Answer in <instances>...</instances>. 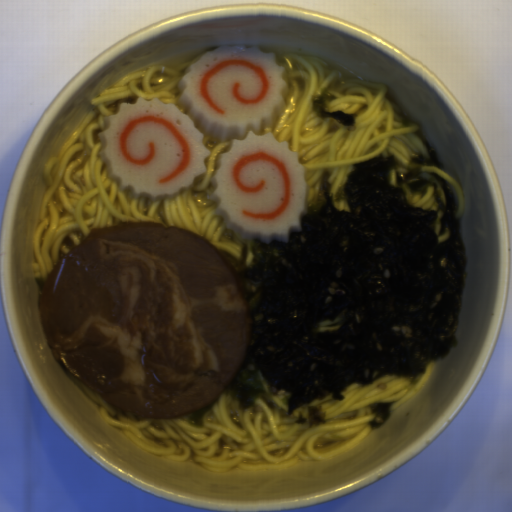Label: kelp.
<instances>
[{
	"label": "kelp",
	"instance_id": "99668d17",
	"mask_svg": "<svg viewBox=\"0 0 512 512\" xmlns=\"http://www.w3.org/2000/svg\"><path fill=\"white\" fill-rule=\"evenodd\" d=\"M427 155L413 154L405 172L395 155L379 154L353 163L336 190L324 170L317 197L305 205L300 231L288 243L254 240L239 258L219 250L237 270L247 292L253 332L244 361L221 393L239 410L283 395L289 416L307 406L310 428L325 424L321 405L332 395L345 400L352 384L368 387L385 376L417 384L432 361L458 346L467 250L454 194L446 180L422 170L443 164L428 139ZM443 211L438 241L437 213L411 206L406 192L429 186Z\"/></svg>",
	"mask_w": 512,
	"mask_h": 512
},
{
	"label": "kelp",
	"instance_id": "cf089659",
	"mask_svg": "<svg viewBox=\"0 0 512 512\" xmlns=\"http://www.w3.org/2000/svg\"><path fill=\"white\" fill-rule=\"evenodd\" d=\"M337 97L327 89L318 93L311 102V108L320 119H331L345 128H353L357 117L355 114H347L342 110L329 111L328 105L336 101Z\"/></svg>",
	"mask_w": 512,
	"mask_h": 512
},
{
	"label": "kelp",
	"instance_id": "604fcf36",
	"mask_svg": "<svg viewBox=\"0 0 512 512\" xmlns=\"http://www.w3.org/2000/svg\"><path fill=\"white\" fill-rule=\"evenodd\" d=\"M369 410L373 413L372 420L368 423L370 430L381 428L383 424L390 420L392 416V404L375 402L367 405Z\"/></svg>",
	"mask_w": 512,
	"mask_h": 512
},
{
	"label": "kelp",
	"instance_id": "861f05c9",
	"mask_svg": "<svg viewBox=\"0 0 512 512\" xmlns=\"http://www.w3.org/2000/svg\"><path fill=\"white\" fill-rule=\"evenodd\" d=\"M213 403L192 411L187 420L189 426H193V427L202 429L205 426L206 415H207L208 411L210 410V408L212 407Z\"/></svg>",
	"mask_w": 512,
	"mask_h": 512
}]
</instances>
